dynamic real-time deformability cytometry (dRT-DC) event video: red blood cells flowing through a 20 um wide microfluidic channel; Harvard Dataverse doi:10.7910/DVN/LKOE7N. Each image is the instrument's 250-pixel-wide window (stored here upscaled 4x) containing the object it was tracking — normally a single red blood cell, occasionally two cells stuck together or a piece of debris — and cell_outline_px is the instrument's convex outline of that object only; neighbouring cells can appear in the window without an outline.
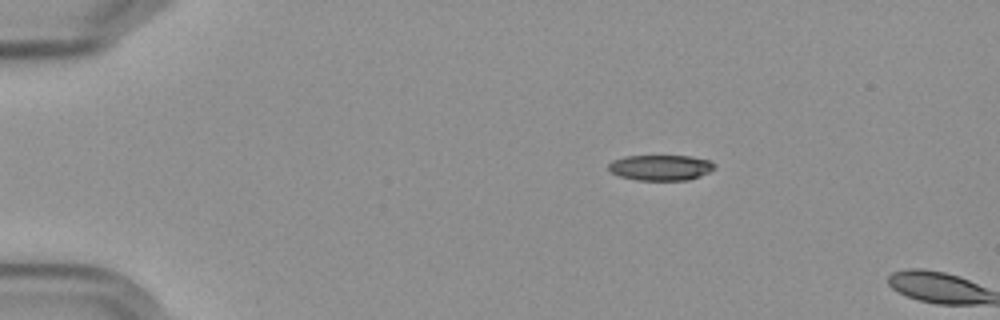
{"species": "Egyptian fruit bat (a non-hibernating species)", "species_latin": "Rousettus aegyptiacus", "temperature_condition": "cold", "stored_images_in_passage": 4, "camera_frame_rate_fps": 3000, "um_per_image_px": 0.085, "frame": {"image": 1, "passage_image": 3, "time_ms": 2.333, "image_size_px": [1000, 320], "cell_outline_px": [[716, 168], [700, 176], [688, 180], [636, 180], [620, 176], [612, 172], [608, 168], [608, 164], [612, 160], [624, 156], [692, 156], [712, 160], [716, 164]], "centroid_in_image_um": [56.19, 14.23], "position_along_channel_um": 28.8, "area_um2": 15.95}}